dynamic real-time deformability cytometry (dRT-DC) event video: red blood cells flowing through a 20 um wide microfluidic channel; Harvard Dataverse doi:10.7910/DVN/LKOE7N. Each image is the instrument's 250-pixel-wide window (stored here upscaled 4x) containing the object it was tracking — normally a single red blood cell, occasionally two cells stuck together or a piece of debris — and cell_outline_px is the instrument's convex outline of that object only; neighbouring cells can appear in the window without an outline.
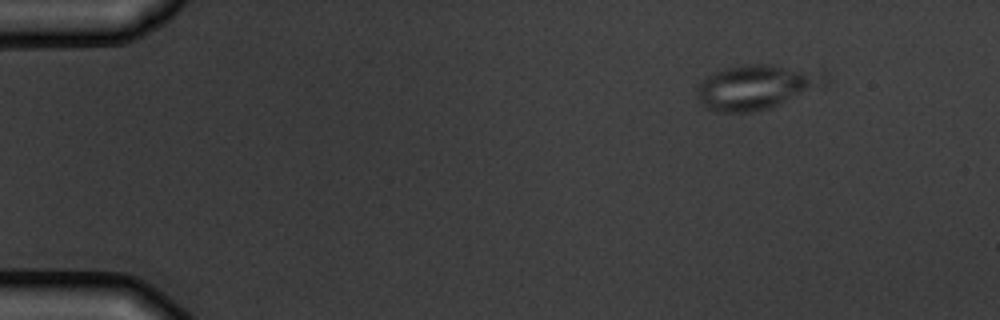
{"species": "common noctule bat (a hibernating species)", "species_latin": "Nyctalus noctula", "temperature_condition": "warm", "stored_images_in_passage": 5, "camera_frame_rate_fps": 3000, "um_per_image_px": 0.085, "animal": {"sex": "male", "body_mass_g": 19.5, "forearm_length_mm": 54.6}, "frame": {"image": 1, "passage_image": 1, "time_ms": 0.0, "image_size_px": [1000, 320], "cell_outline_px": [[828, 80], [772, 108], [752, 112], [716, 112], [704, 108], [696, 96], [696, 88], [708, 76], [724, 68], [744, 64], [772, 64], [828, 72]], "centroid_in_image_um": [64.22, 7.39], "position_along_channel_um": 20.8, "area_um2": 33.06}}